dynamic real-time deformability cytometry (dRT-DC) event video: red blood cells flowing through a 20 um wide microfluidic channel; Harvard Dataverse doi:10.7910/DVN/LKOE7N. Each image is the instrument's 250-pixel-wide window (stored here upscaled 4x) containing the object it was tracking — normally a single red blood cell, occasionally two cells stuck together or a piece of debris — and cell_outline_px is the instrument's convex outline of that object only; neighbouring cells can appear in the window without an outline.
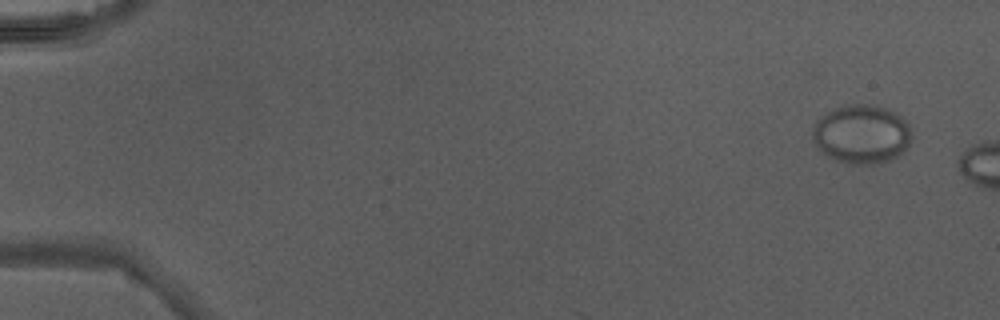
{"species": "Egyptian fruit bat (a non-hibernating species)", "species_latin": "Rousettus aegyptiacus", "temperature_condition": "warm", "stored_images_in_passage": 9, "camera_frame_rate_fps": 3000, "um_per_image_px": 0.085, "animal": {"sex": "male"}, "frame": {"image": 1, "passage_image": 3, "time_ms": 0.667, "image_size_px": [1000, 320], "cell_outline_px": [[912, 140], [896, 156], [888, 160], [872, 164], [848, 164], [836, 160], [828, 156], [812, 140], [812, 132], [816, 120], [820, 116], [836, 108], [848, 104], [872, 104], [888, 108], [896, 112], [912, 128]], "centroid_in_image_um": [73.24, 11.38], "position_along_channel_um": 11.8, "area_um2": 33.99}}